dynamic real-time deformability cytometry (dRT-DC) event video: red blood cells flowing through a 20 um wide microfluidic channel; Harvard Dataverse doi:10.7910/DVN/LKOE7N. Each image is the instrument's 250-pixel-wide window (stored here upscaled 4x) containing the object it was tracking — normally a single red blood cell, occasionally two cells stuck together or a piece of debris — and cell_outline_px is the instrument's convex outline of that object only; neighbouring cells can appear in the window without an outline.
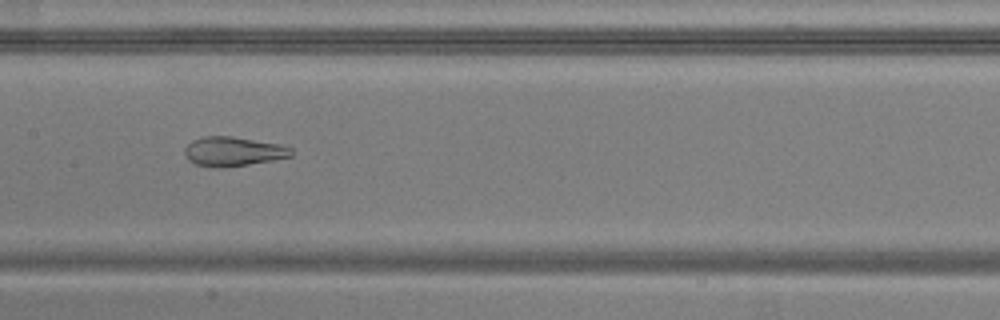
{"species": "common noctule bat (a hibernating species)", "species_latin": "Nyctalus noctula", "temperature_condition": "warm", "stored_images_in_passage": 49, "camera_frame_rate_fps": 3000, "um_per_image_px": 0.085, "animal": {"sex": "male", "body_mass_g": 20.5, "forearm_length_mm": 52.5}, "frame": {"image": 1, "passage_image": 25, "time_ms": 8.0, "image_size_px": [1000, 320], "cell_outline_px": [[292, 156], [272, 160], [248, 164], [220, 168], [196, 164], [188, 160], [184, 152], [184, 148], [192, 140], [204, 136], [232, 136], [280, 144], [292, 148]], "centroid_in_image_um": [19.81, 12.86], "position_along_channel_um": 187.6, "area_um2": 18.15}}
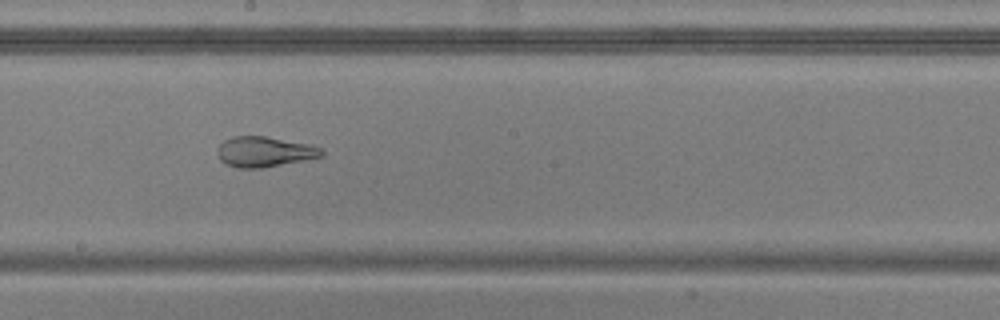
{"frame": {"image": 2, "passage_image": 28, "time_ms": 9.0, "image_size_px": [1000, 320], "cell_outline_px": [[324, 156], [260, 168], [236, 168], [224, 164], [220, 160], [216, 152], [216, 148], [224, 140], [232, 136], [264, 136], [308, 144], [320, 148], [324, 152]], "centroid_in_image_um": [22.41, 12.9], "position_along_channel_um": 225.8, "area_um2": 18.38}}
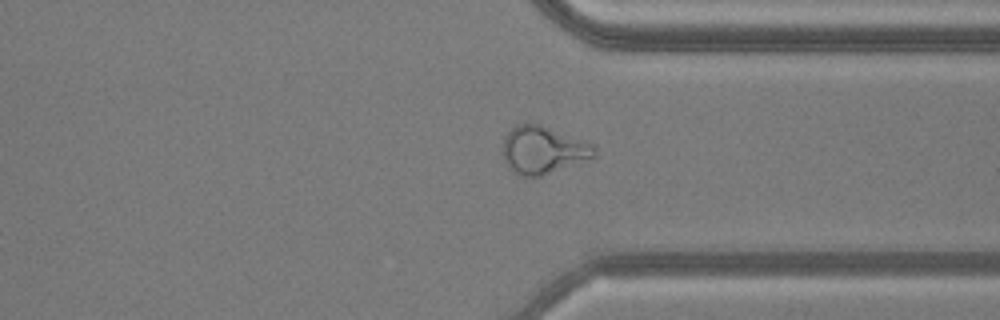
{"frame": {"image": 3, "passage_image": 39, "time_ms": 12.667, "image_size_px": [1000, 320], "cell_outline_px": [[596, 156], [592, 160], [540, 176], [520, 176], [512, 172], [504, 160], [504, 136], [516, 124], [540, 124], [592, 144], [596, 148]], "centroid_in_image_um": [46.19, 12.78], "position_along_channel_um": 365.2, "area_um2": 25.43}, "authors_computed_cell_mechanics": {"area_um2": 25.432, "velocity_mm_per_s": 3.8486, "shape_relaxation_time_tau1_ms": null, "shape_relaxation_time_tau2_ms": 1.2525, "deformation_change_tau1": null, "deformation_change_tau2": 0.0971}}